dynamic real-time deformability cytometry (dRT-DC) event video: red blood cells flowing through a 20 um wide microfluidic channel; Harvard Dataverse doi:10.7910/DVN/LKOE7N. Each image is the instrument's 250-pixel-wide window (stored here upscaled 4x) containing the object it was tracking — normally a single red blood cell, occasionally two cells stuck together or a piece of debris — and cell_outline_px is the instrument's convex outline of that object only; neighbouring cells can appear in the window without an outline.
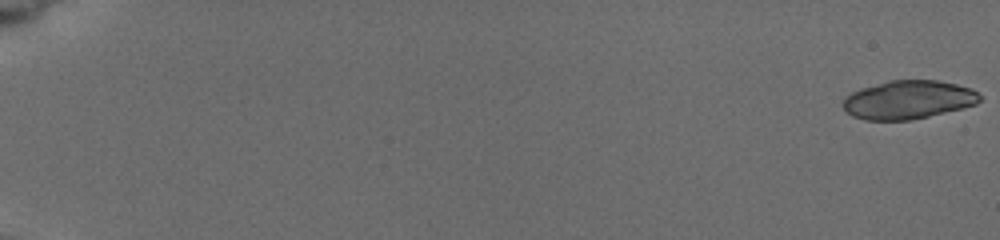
{"species": "common noctule bat (a hibernating species)", "species_latin": "Nyctalus noctula", "temperature_condition": "cold", "stored_images_in_passage": 35, "camera_frame_rate_fps": 3000, "um_per_image_px": 0.085, "animal": {"sex": "female", "body_mass_g": 19.5, "forearm_length_mm": 54.1}, "frame": {"image": 1, "passage_image": 1, "time_ms": 0.0, "image_size_px": [1000, 240], "cell_outline_px": [[980, 100], [976, 104], [912, 120], [864, 120], [852, 116], [844, 108], [844, 100], [852, 92], [888, 80], [936, 80], [956, 84], [972, 88], [980, 96]], "centroid_in_image_um": [77.21, 8.48], "position_along_channel_um": 7.8, "area_um2": 30.29}}